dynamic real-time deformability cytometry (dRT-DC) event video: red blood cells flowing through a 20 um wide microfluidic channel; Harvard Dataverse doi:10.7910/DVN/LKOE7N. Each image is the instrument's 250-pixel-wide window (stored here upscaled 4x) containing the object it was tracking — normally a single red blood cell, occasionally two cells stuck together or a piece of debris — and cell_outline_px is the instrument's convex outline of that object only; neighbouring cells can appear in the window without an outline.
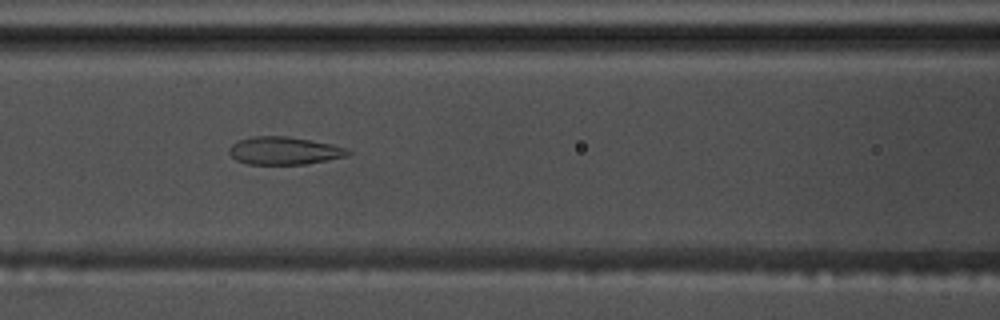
{"species": "common noctule bat (a hibernating species)", "species_latin": "Nyctalus noctula", "temperature_condition": "warm", "stored_images_in_passage": 38, "camera_frame_rate_fps": 3000, "um_per_image_px": 0.085, "animal": {"sex": "male", "body_mass_g": 17.5, "forearm_length_mm": 52.3}, "frame": {"image": 1, "passage_image": 7, "time_ms": 2.0, "image_size_px": [1000, 320], "cell_outline_px": [[352, 152], [348, 156], [328, 160], [304, 164], [248, 164], [236, 160], [228, 152], [228, 148], [236, 140], [252, 136], [288, 136], [332, 144], [348, 148]], "centroid_in_image_um": [24.15, 12.8], "position_along_channel_um": 142.4, "area_um2": 19.42}}
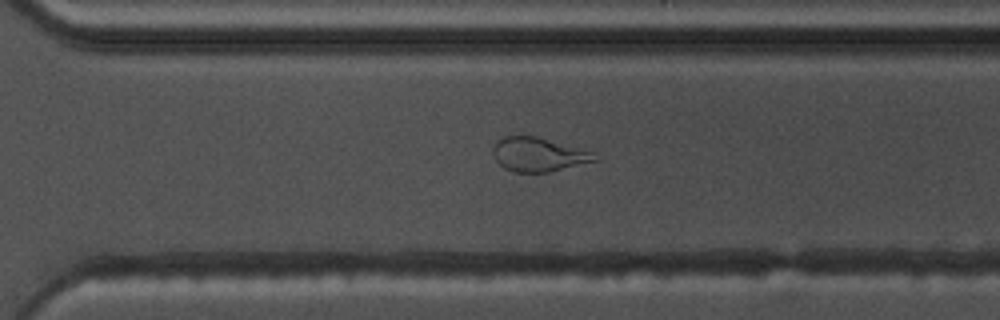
{"frame": {"image": 2, "passage_image": 22, "time_ms": 7.0, "image_size_px": [1000, 320], "cell_outline_px": [[600, 160], [548, 172], [512, 172], [504, 168], [496, 160], [492, 152], [492, 148], [496, 140], [504, 136], [536, 136], [592, 152]], "centroid_in_image_um": [45.73, 13.14], "position_along_channel_um": 324.9, "area_um2": 20.06}}
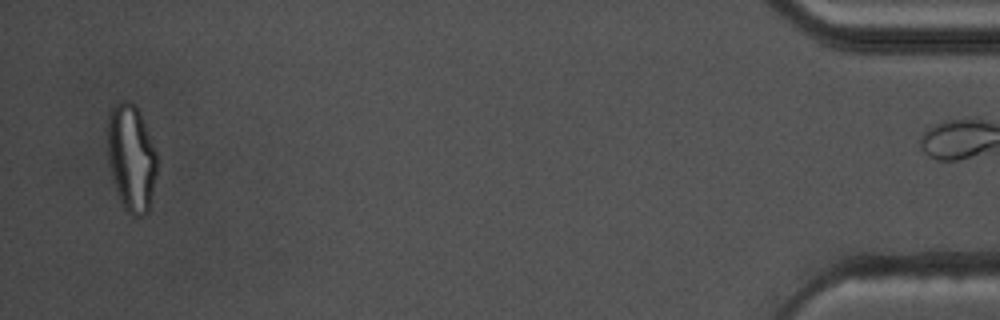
{"frame": {"image": 3, "passage_image": 37, "time_ms": 12.0, "image_size_px": [1000, 320], "cell_outline_px": [[156, 172], [148, 212], [144, 216], [132, 216], [124, 208], [120, 200], [112, 180], [108, 160], [108, 116], [112, 108], [120, 100], [128, 100], [136, 104], [140, 112], [156, 152]], "centroid_in_image_um": [11.15, 13.4], "position_along_channel_um": 424.1, "area_um2": 30.75}, "authors_computed_cell_mechanics": {"area_um2": 20.4901, "velocity_mm_per_s": 3.6632, "shape_relaxation_time_tau1_ms": null, "shape_relaxation_time_tau2_ms": 0.9905, "deformation_change_tau1": null, "deformation_change_tau2": 0.0841}}